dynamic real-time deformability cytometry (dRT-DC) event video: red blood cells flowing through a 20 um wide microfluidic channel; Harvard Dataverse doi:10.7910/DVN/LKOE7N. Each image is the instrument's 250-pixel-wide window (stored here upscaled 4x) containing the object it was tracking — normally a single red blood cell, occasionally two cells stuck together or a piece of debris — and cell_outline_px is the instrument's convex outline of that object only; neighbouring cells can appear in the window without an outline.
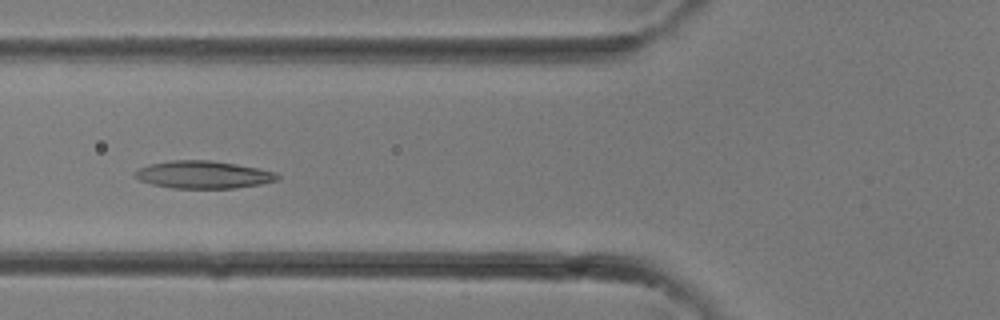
{"species": "common noctule bat (a hibernating species)", "species_latin": "Nyctalus noctula", "temperature_condition": "room temperature", "stored_images_in_passage": 33, "camera_frame_rate_fps": 3000, "um_per_image_px": 0.085, "animal": {"sex": "female"}, "frame": {"image": 1, "passage_image": 13, "time_ms": 4.0, "image_size_px": [1000, 320], "cell_outline_px": [[280, 176], [276, 180], [260, 184], [236, 188], [172, 188], [152, 184], [140, 180], [132, 176], [132, 172], [148, 164], [172, 160], [208, 160], [236, 164], [276, 172]], "centroid_in_image_um": [17.23, 14.84], "position_along_channel_um": 108.6, "area_um2": 22.83}}
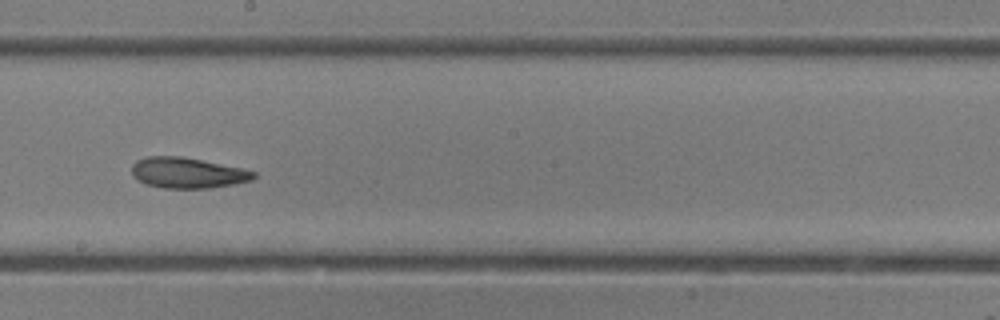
{"frame": {"image": 2, "passage_image": 19, "time_ms": 6.0, "image_size_px": [1000, 320], "cell_outline_px": [[256, 176], [252, 180], [232, 184], [208, 188], [164, 188], [144, 184], [136, 180], [132, 176], [132, 164], [136, 160], [148, 156], [184, 156], [240, 168], [256, 172]], "centroid_in_image_um": [15.88, 14.69], "position_along_channel_um": 232.3, "area_um2": 21.85}}
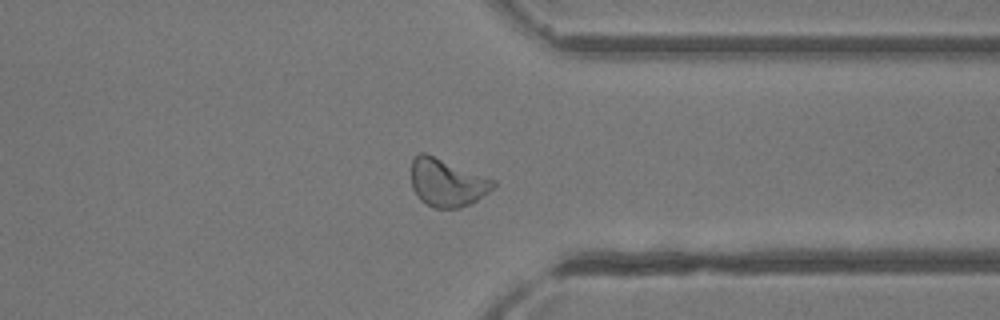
{"frame": {"image": 3, "passage_image": 26, "time_ms": 8.333, "image_size_px": [1000, 320], "cell_outline_px": [[496, 184], [488, 192], [476, 200], [460, 208], [432, 208], [420, 200], [412, 188], [412, 160], [420, 152], [424, 152], [496, 180]], "centroid_in_image_um": [37.98, 15.53], "position_along_channel_um": 373.4, "area_um2": 22.66}}